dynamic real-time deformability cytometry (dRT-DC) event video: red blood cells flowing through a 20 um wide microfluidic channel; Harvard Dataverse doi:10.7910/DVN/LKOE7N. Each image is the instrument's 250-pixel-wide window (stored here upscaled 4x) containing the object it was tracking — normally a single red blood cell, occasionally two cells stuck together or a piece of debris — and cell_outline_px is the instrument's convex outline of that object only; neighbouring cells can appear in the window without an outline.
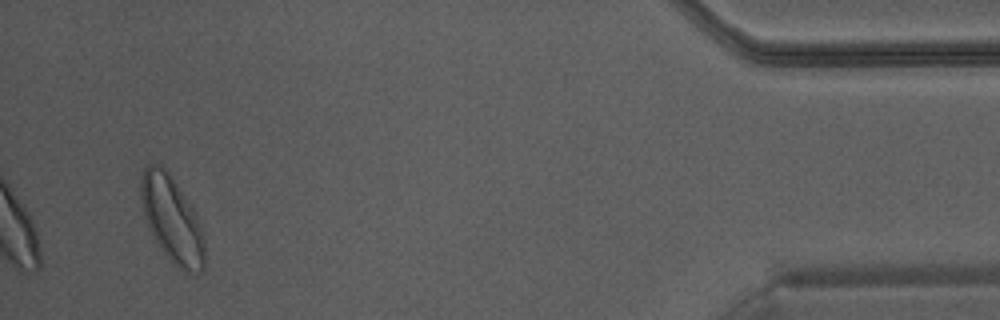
{"species": "Egyptian fruit bat (a non-hibernating species)", "species_latin": "Rousettus aegyptiacus", "temperature_condition": "warm", "stored_images_in_passage": 34, "camera_frame_rate_fps": 3000, "um_per_image_px": 0.085, "animal": {"sex": "male"}, "frame": {"image": 1, "passage_image": 34, "time_ms": 11.0, "image_size_px": [1000, 320], "cell_outline_px": [[204, 268], [200, 272], [188, 272], [180, 268], [160, 248], [148, 228], [144, 216], [140, 200], [140, 176], [144, 164], [160, 164], [168, 172], [200, 220], [204, 236]], "centroid_in_image_um": [14.58, 18.61], "position_along_channel_um": 420.6, "area_um2": 31.85}, "authors_computed_cell_mechanics": {"area_um2": 21.5305, "velocity_mm_per_s": 4.3237, "shape_relaxation_time_tau1_ms": 2.3468, "shape_relaxation_time_tau2_ms": 1.3833, "deformation_change_tau1": 0.063, "deformation_change_tau2": 0.0575}}